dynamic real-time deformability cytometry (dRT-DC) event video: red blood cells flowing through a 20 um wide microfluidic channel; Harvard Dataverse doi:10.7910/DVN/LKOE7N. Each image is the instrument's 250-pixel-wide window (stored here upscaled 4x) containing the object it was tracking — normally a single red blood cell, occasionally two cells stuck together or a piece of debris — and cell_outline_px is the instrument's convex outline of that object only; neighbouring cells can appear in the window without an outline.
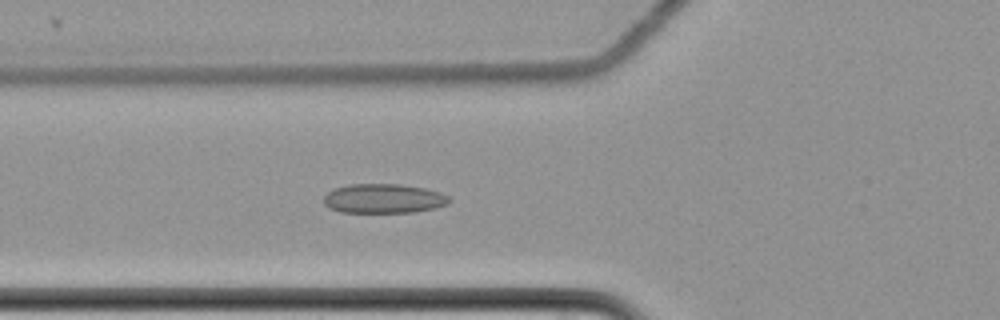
{"species": "common noctule bat (a hibernating species)", "species_latin": "Nyctalus noctula", "temperature_condition": "cold", "stored_images_in_passage": 62, "camera_frame_rate_fps": 3000, "um_per_image_px": 0.085, "animal": {"sex": "female", "body_mass_g": 22.7, "forearm_length_mm": 54.2}, "frame": {"image": 1, "passage_image": 25, "time_ms": 8.0, "image_size_px": [1000, 320], "cell_outline_px": [[452, 200], [448, 204], [436, 208], [412, 212], [340, 212], [328, 208], [324, 204], [324, 196], [328, 192], [336, 188], [348, 184], [400, 184], [424, 188], [440, 192], [448, 196]], "centroid_in_image_um": [32.62, 16.88], "position_along_channel_um": 93.2, "area_um2": 21.56}}
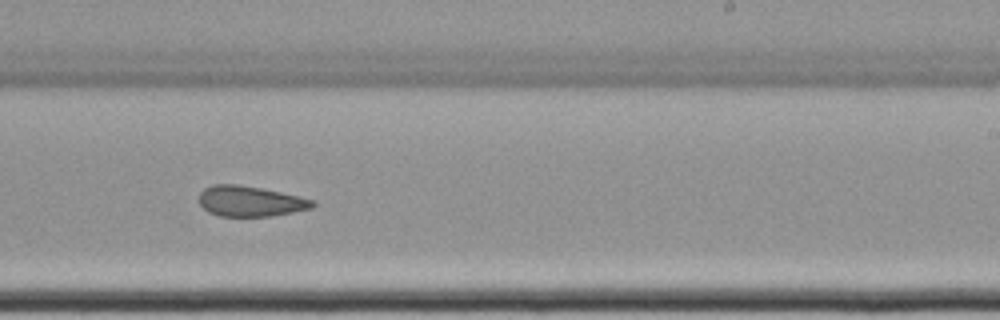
{"frame": {"image": 2, "passage_image": 40, "time_ms": 13.0, "image_size_px": [1000, 320], "cell_outline_px": [[316, 204], [312, 208], [272, 216], [220, 216], [208, 212], [200, 204], [200, 192], [204, 188], [212, 184], [236, 184], [260, 188], [280, 192], [312, 200]], "centroid_in_image_um": [21.23, 17.1], "position_along_channel_um": 267.8, "area_um2": 19.94}}
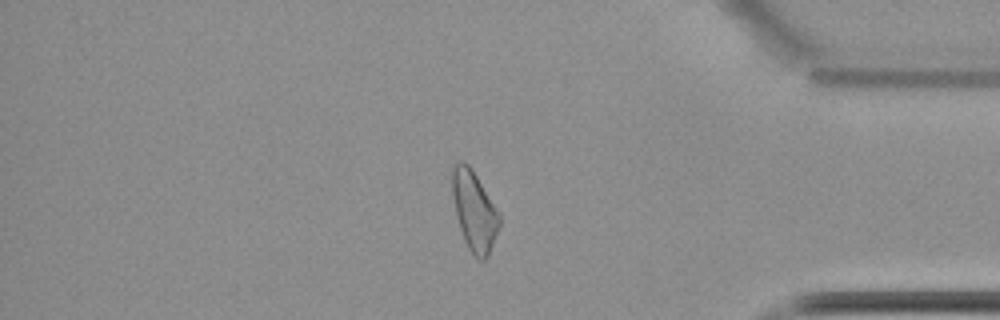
{"frame": {"image": 3, "passage_image": 53, "time_ms": 17.333, "image_size_px": [1000, 320], "cell_outline_px": [[500, 224], [488, 256], [484, 260], [480, 260], [468, 248], [464, 240], [456, 216], [452, 196], [452, 168], [460, 160], [468, 164], [472, 168], [500, 216]], "centroid_in_image_um": [40.29, 17.92], "position_along_channel_um": 394.9, "area_um2": 21.5}, "authors_computed_cell_mechanics": {"area_um2": 22.0507, "velocity_mm_per_s": 3.4918, "shape_relaxation_time_tau1_ms": null, "shape_relaxation_time_tau2_ms": 4.6908, "deformation_change_tau1": null, "deformation_change_tau2": 0.1183}}